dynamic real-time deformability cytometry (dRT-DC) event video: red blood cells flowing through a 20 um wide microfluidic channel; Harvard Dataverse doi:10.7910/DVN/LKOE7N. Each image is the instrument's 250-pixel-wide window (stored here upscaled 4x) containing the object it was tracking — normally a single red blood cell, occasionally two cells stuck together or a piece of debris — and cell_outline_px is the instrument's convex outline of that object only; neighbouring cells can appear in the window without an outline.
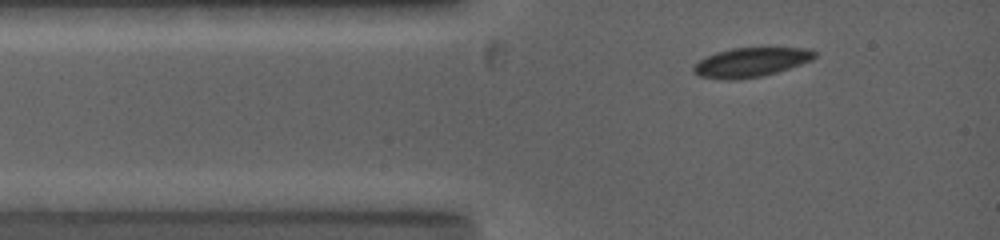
{"species": "common noctule bat (a hibernating species)", "species_latin": "Nyctalus noctula", "temperature_condition": "warm", "stored_images_in_passage": 63, "camera_frame_rate_fps": 5000, "um_per_image_px": 0.085, "animal": {"sex": "female", "body_mass_g": 19.0, "forearm_length_mm": 53.3}, "frame": {"image": 1, "passage_image": 5, "time_ms": 1.2, "image_size_px": [1000, 240], "cell_outline_px": [[816, 56], [812, 60], [776, 72], [760, 76], [736, 80], [724, 80], [700, 76], [692, 72], [692, 68], [700, 60], [716, 52], [732, 48], [812, 48], [816, 52]], "centroid_in_image_um": [63.82, 5.29], "position_along_channel_um": 21.2, "area_um2": 20.52}}
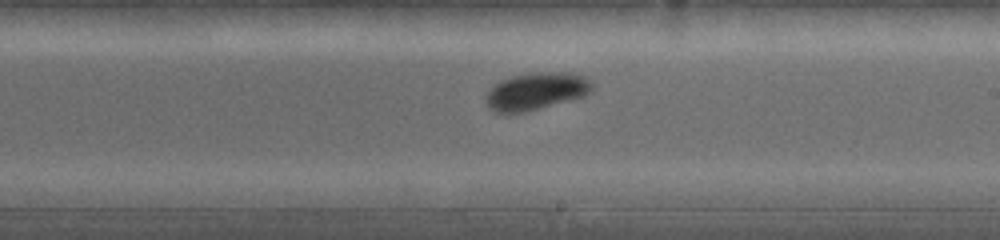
{"frame": {"image": 2, "passage_image": 44, "time_ms": 7.2, "image_size_px": [1000, 240], "cell_outline_px": [[592, 92], [584, 96], [524, 112], [492, 112], [488, 108], [484, 100], [484, 96], [492, 84], [500, 80], [512, 76], [536, 72], [564, 72], [584, 76], [592, 84]], "centroid_in_image_um": [45.5, 7.75], "position_along_channel_um": 243.5, "area_um2": 23.18}}
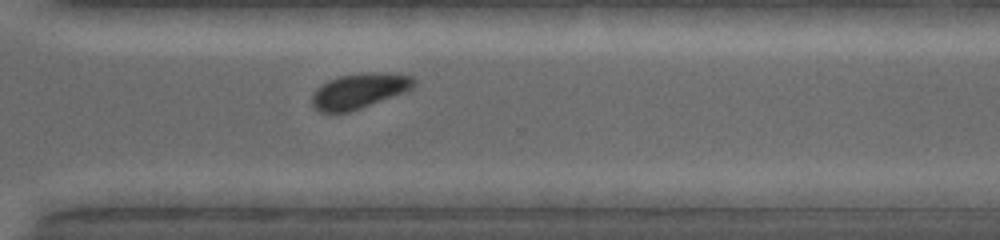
{"frame": {"image": 3, "passage_image": 61, "time_ms": 9.6, "image_size_px": [1000, 240], "cell_outline_px": [[416, 84], [412, 88], [404, 92], [360, 108], [348, 112], [320, 112], [312, 104], [312, 92], [320, 84], [328, 80], [340, 76], [368, 72], [396, 72], [412, 76], [416, 80]], "centroid_in_image_um": [30.55, 7.7], "position_along_channel_um": 340.1, "area_um2": 20.98}}